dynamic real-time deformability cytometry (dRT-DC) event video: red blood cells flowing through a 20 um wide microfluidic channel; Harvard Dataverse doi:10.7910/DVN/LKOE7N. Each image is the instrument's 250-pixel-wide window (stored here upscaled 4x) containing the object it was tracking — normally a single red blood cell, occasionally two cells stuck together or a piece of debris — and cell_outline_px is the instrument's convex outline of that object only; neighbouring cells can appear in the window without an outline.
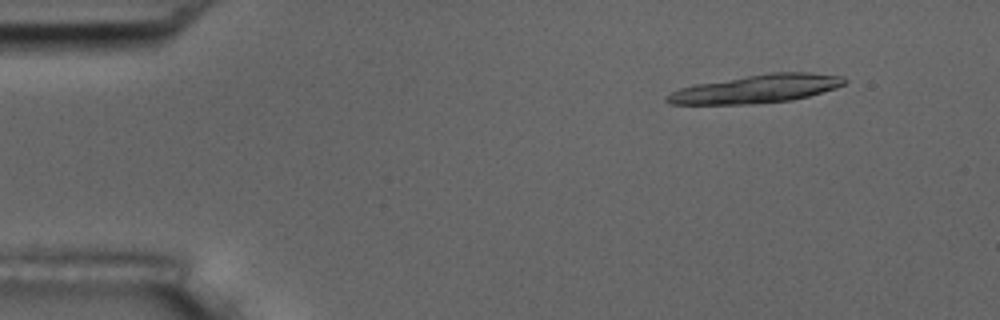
{"species": "common noctule bat (a hibernating species)", "species_latin": "Nyctalus noctula", "temperature_condition": "room temperature", "stored_images_in_passage": 6, "camera_frame_rate_fps": 3000, "um_per_image_px": 0.085, "animal": {"sex": "male", "body_mass_g": 17.5, "forearm_length_mm": 52.3}, "frame": {"image": 1, "passage_image": 2, "time_ms": 1.0, "image_size_px": [1000, 320], "cell_outline_px": [[848, 80], [844, 84], [836, 88], [808, 96], [792, 100], [748, 104], [668, 104], [664, 100], [672, 92], [680, 88], [696, 84], [772, 72], [812, 72], [844, 76]], "centroid_in_image_um": [64.35, 7.55], "position_along_channel_um": 20.6, "area_um2": 29.07}}